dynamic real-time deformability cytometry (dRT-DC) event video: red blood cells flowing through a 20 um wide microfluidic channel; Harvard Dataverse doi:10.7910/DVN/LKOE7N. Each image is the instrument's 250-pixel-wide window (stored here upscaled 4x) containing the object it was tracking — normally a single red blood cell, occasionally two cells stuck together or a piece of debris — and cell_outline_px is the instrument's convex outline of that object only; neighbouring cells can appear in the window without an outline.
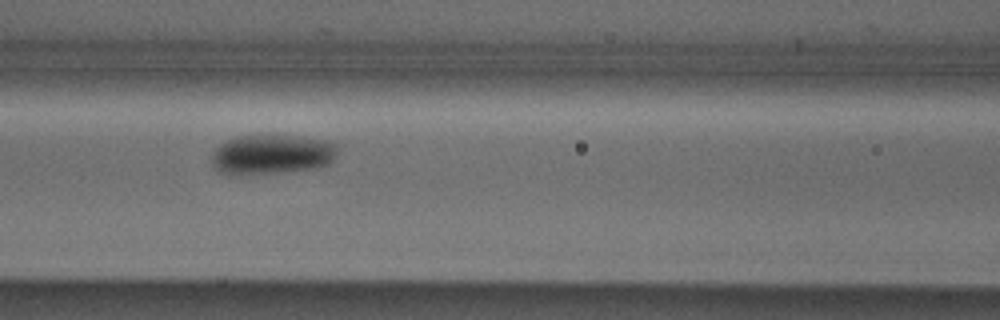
{"species": "Egyptian fruit bat (a non-hibernating species)", "species_latin": "Rousettus aegyptiacus", "temperature_condition": "cold", "stored_images_in_passage": 8, "camera_frame_rate_fps": 3000, "um_per_image_px": 0.085, "animal": {"sex": "male"}, "frame": {"image": 1, "passage_image": 6, "time_ms": 6.667, "image_size_px": [1000, 320], "cell_outline_px": [[336, 152], [332, 160], [328, 164], [316, 168], [280, 172], [236, 176], [220, 172], [212, 168], [212, 152], [220, 144], [236, 136], [304, 136], [324, 140], [336, 144]], "centroid_in_image_um": [23.05, 13.14], "position_along_channel_um": 143.5, "area_um2": 29.25}}
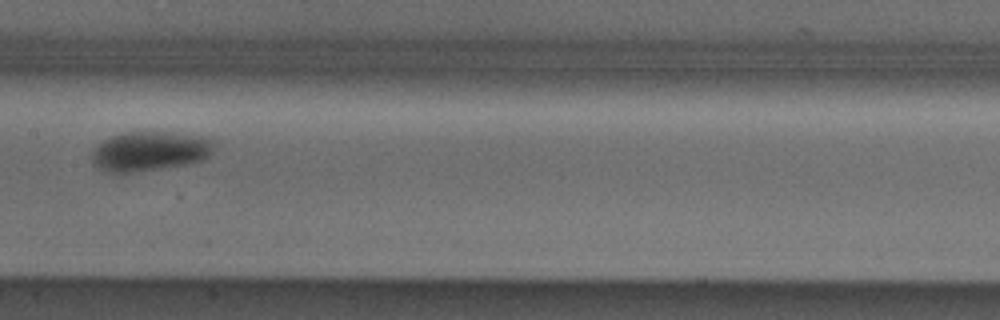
{"frame": {"image": 2, "passage_image": 7, "time_ms": 8.0, "image_size_px": [1000, 320], "cell_outline_px": [[216, 140], [212, 152], [204, 160], [188, 164], [116, 176], [96, 168], [92, 164], [92, 152], [104, 140], [112, 136], [124, 132], [172, 132], [212, 136]], "centroid_in_image_um": [12.76, 12.88], "position_along_channel_um": 194.6, "area_um2": 29.3}}
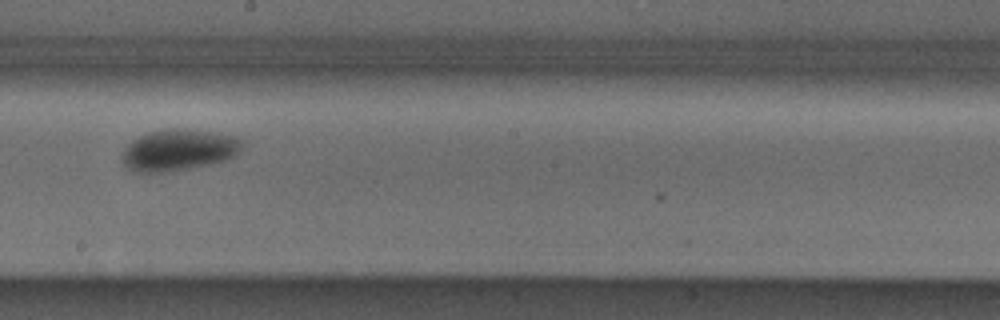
{"frame": {"image": 3, "passage_image": 8, "time_ms": 9.0, "image_size_px": [1000, 320], "cell_outline_px": [[244, 148], [236, 156], [228, 160], [212, 164], [168, 172], [132, 172], [124, 168], [120, 160], [124, 148], [132, 140], [148, 132], [164, 128], [184, 128], [240, 136], [244, 140]], "centroid_in_image_um": [15.21, 12.75], "position_along_channel_um": 233.0, "area_um2": 29.94}}